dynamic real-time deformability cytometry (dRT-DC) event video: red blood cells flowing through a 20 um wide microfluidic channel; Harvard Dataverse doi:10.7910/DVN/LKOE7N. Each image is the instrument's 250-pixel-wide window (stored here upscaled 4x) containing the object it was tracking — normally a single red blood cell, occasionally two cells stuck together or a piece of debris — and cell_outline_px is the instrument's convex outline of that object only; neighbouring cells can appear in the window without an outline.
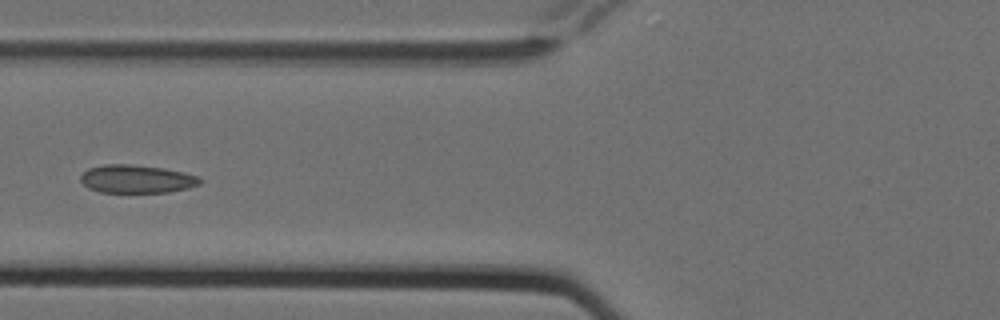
{"species": "Egyptian fruit bat (a non-hibernating species)", "species_latin": "Rousettus aegyptiacus", "temperature_condition": "cold", "stored_images_in_passage": 11, "camera_frame_rate_fps": 3000, "um_per_image_px": 0.085, "animal": {"sex": "female"}, "frame": {"image": 1, "passage_image": 5, "time_ms": 1.333, "image_size_px": [1000, 320], "cell_outline_px": [[204, 180], [200, 184], [188, 188], [168, 192], [100, 192], [88, 188], [80, 180], [80, 176], [88, 168], [104, 164], [132, 164], [164, 168], [184, 172], [200, 176]], "centroid_in_image_um": [11.65, 15.2], "position_along_channel_um": 114.2, "area_um2": 19.77}}
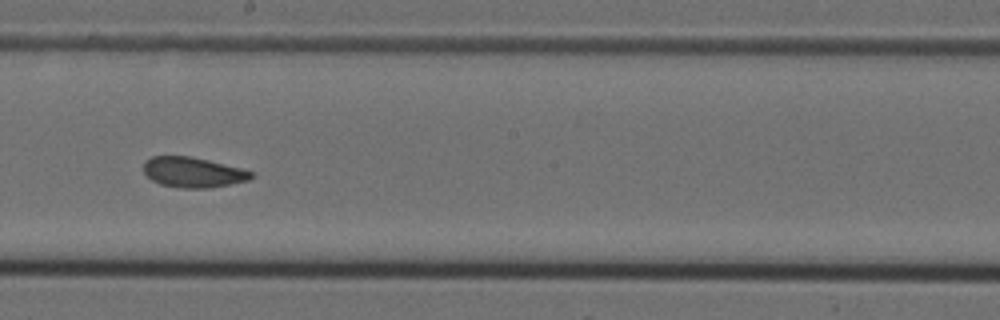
{"frame": {"image": 2, "passage_image": 8, "time_ms": 2.333, "image_size_px": [1000, 320], "cell_outline_px": [[256, 176], [248, 180], [208, 188], [180, 188], [160, 184], [152, 180], [144, 172], [144, 160], [152, 156], [188, 156], [208, 160], [240, 168], [252, 172]], "centroid_in_image_um": [16.38, 14.64], "position_along_channel_um": 231.8, "area_um2": 18.84}}
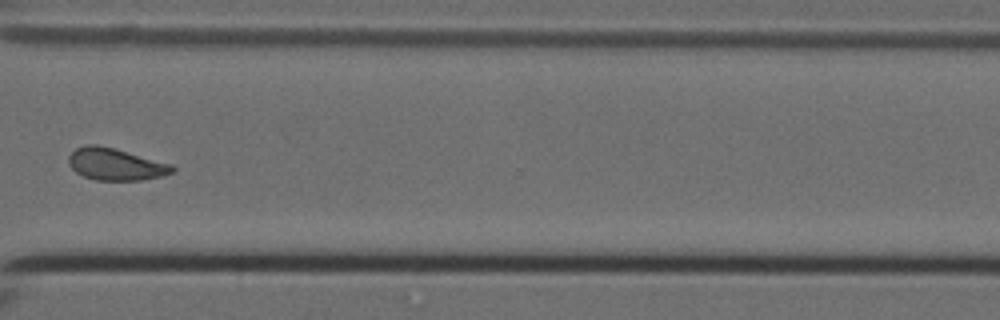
{"frame": {"image": 3, "passage_image": 11, "time_ms": 3.333, "image_size_px": [1000, 320], "cell_outline_px": [[176, 172], [164, 176], [140, 180], [96, 180], [84, 176], [76, 172], [68, 164], [68, 156], [76, 148], [88, 144], [96, 144], [112, 148], [172, 164], [176, 168]], "centroid_in_image_um": [9.85, 13.97], "position_along_channel_um": 360.8, "area_um2": 19.31}}